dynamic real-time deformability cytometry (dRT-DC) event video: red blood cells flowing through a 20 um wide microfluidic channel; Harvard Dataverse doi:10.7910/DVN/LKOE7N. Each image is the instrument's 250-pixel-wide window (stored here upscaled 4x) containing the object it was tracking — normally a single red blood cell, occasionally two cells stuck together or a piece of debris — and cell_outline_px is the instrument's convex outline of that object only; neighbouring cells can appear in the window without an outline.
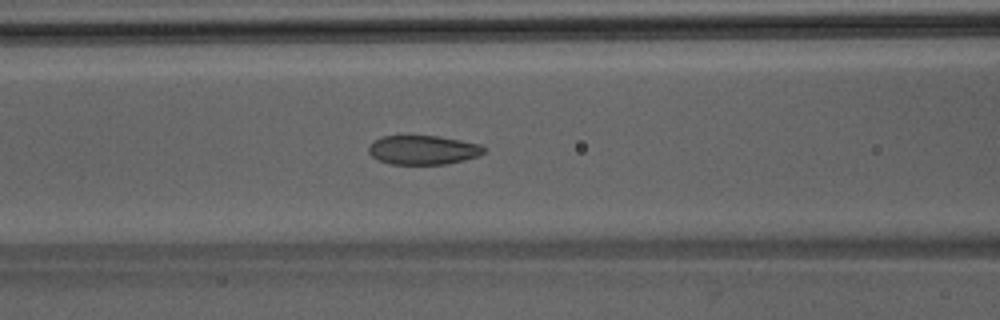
{"species": "Egyptian fruit bat (a non-hibernating species)", "species_latin": "Rousettus aegyptiacus", "temperature_condition": "room temperature", "stored_images_in_passage": 44, "camera_frame_rate_fps": 3000, "um_per_image_px": 0.085, "animal": {"sex": "male"}, "frame": {"image": 1, "passage_image": 21, "time_ms": 6.667, "image_size_px": [1000, 320], "cell_outline_px": [[484, 152], [480, 156], [464, 160], [444, 164], [388, 164], [376, 160], [368, 152], [368, 148], [372, 140], [380, 136], [436, 136], [460, 140], [480, 144], [484, 148]], "centroid_in_image_um": [35.91, 12.75], "position_along_channel_um": 130.7, "area_um2": 19.71}}
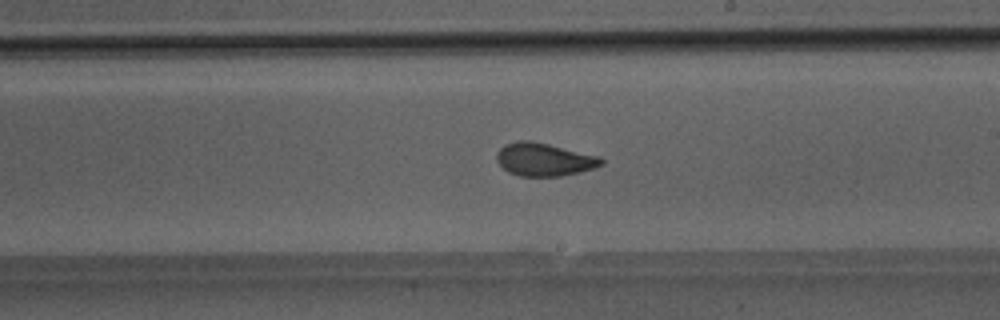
{"frame": {"image": 2, "passage_image": 29, "time_ms": 9.333, "image_size_px": [1000, 320], "cell_outline_px": [[604, 164], [596, 168], [580, 172], [560, 176], [520, 176], [508, 172], [496, 160], [496, 152], [504, 144], [516, 140], [532, 140], [600, 156], [604, 160]], "centroid_in_image_um": [46.26, 13.54], "position_along_channel_um": 242.7, "area_um2": 20.4}}
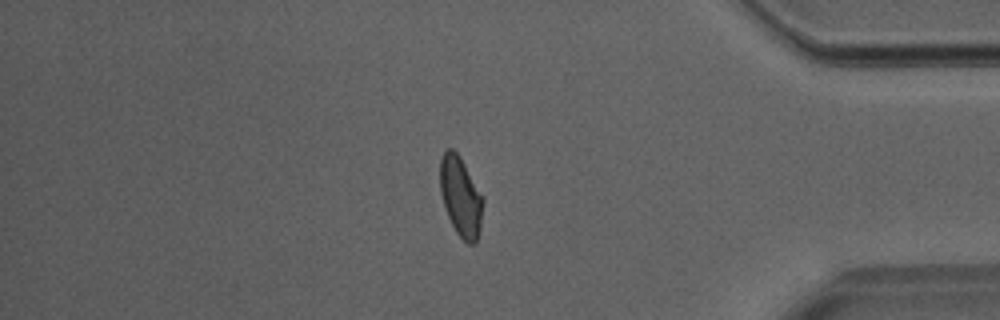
{"frame": {"image": 3, "passage_image": 42, "time_ms": 13.667, "image_size_px": [1000, 320], "cell_outline_px": [[484, 200], [480, 228], [476, 244], [468, 244], [456, 232], [444, 208], [440, 192], [440, 160], [444, 152], [448, 148], [452, 148], [460, 156], [484, 196]], "centroid_in_image_um": [39.17, 16.71], "position_along_channel_um": 396.0, "area_um2": 20.17}}